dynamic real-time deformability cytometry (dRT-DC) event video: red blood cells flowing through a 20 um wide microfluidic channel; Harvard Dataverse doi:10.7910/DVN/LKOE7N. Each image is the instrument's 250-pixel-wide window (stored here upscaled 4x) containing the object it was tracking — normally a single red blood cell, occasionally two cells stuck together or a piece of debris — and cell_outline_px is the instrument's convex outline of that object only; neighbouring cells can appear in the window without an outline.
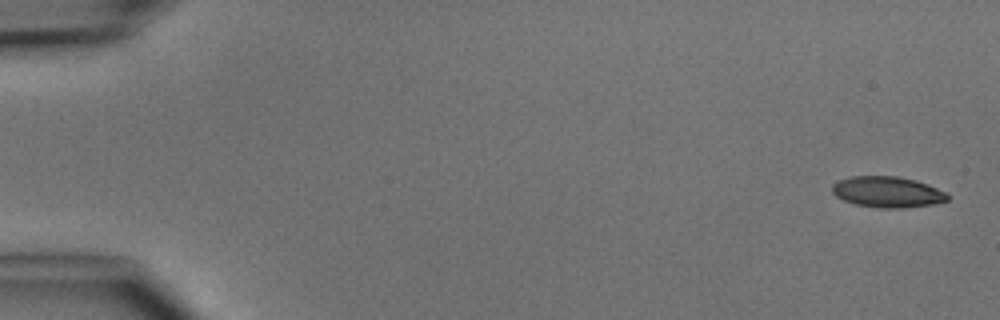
{"species": "common noctule bat (a hibernating species)", "species_latin": "Nyctalus noctula", "temperature_condition": "cold", "stored_images_in_passage": 5, "camera_frame_rate_fps": 3000, "um_per_image_px": 0.085, "animal": {"sex": "male", "body_mass_g": 15.6}, "frame": {"image": 1, "passage_image": 1, "time_ms": 0.0, "image_size_px": [1000, 320], "cell_outline_px": [[948, 200], [932, 204], [904, 208], [880, 208], [856, 204], [844, 200], [836, 196], [832, 192], [832, 184], [840, 180], [852, 176], [896, 176], [916, 180], [928, 184], [948, 192]], "centroid_in_image_um": [75.46, 16.31], "position_along_channel_um": 9.5, "area_um2": 20.81}}
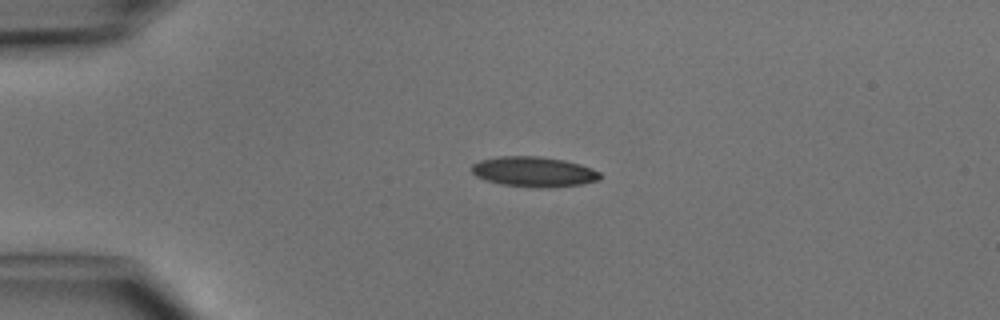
{"frame": {"image": 2, "passage_image": 4, "time_ms": 3.333, "image_size_px": [1000, 320], "cell_outline_px": [[600, 180], [580, 184], [500, 184], [484, 180], [476, 176], [472, 172], [472, 164], [480, 160], [500, 156], [540, 156], [564, 160], [580, 164], [592, 168], [600, 172]], "centroid_in_image_um": [45.33, 14.53], "position_along_channel_um": 39.7, "area_um2": 21.39}}